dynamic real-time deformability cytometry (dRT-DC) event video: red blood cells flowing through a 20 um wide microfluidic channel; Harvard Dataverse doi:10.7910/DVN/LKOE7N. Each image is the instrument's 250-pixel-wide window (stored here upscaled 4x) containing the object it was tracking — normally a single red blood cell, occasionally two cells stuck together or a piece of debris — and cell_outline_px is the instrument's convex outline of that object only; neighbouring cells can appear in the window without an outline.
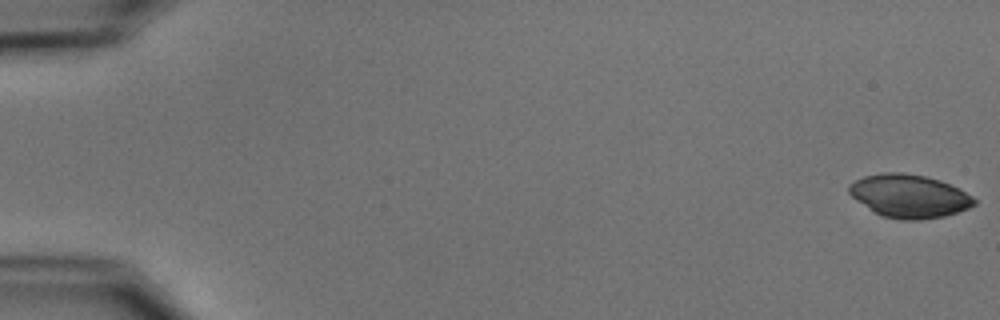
{"species": "common noctule bat (a hibernating species)", "species_latin": "Nyctalus noctula", "temperature_condition": "cold", "stored_images_in_passage": 54, "camera_frame_rate_fps": 3000, "um_per_image_px": 0.085, "animal": {"sex": "male", "body_mass_g": 15.6}, "frame": {"image": 1, "passage_image": 1, "time_ms": 0.0, "image_size_px": [1000, 320], "cell_outline_px": [[976, 204], [968, 208], [944, 216], [920, 220], [904, 220], [884, 216], [876, 212], [856, 200], [848, 192], [848, 184], [864, 176], [884, 172], [904, 172], [924, 176], [940, 180], [960, 188], [972, 196], [976, 200]], "centroid_in_image_um": [77.29, 16.65], "position_along_channel_um": 7.7, "area_um2": 31.39}}
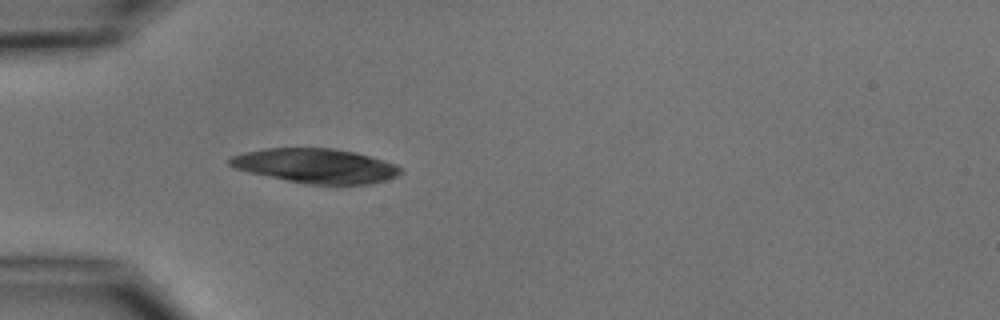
{"frame": {"image": 2, "passage_image": 17, "time_ms": 5.333, "image_size_px": [1000, 320], "cell_outline_px": [[400, 172], [396, 176], [384, 180], [368, 184], [312, 184], [288, 180], [232, 168], [228, 164], [228, 160], [232, 156], [244, 152], [264, 148], [336, 148], [356, 152], [396, 164], [400, 168]], "centroid_in_image_um": [26.81, 14.07], "position_along_channel_um": 58.2, "area_um2": 33.99}}